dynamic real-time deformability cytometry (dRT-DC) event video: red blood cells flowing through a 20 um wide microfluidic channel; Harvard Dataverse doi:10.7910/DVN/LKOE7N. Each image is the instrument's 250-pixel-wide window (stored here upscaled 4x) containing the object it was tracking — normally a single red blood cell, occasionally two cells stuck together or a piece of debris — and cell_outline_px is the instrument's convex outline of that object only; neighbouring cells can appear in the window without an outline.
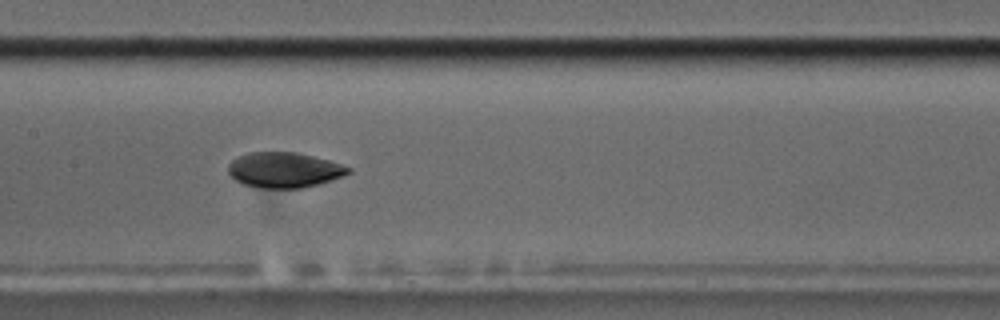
{"species": "common noctule bat (a hibernating species)", "species_latin": "Nyctalus noctula", "temperature_condition": "cold", "stored_images_in_passage": 14, "camera_frame_rate_fps": 3000, "um_per_image_px": 0.085, "animal": {"sex": "male", "body_mass_g": 17.5, "forearm_length_mm": 52.3}, "frame": {"image": 1, "passage_image": 8, "time_ms": 8.667, "image_size_px": [1000, 320], "cell_outline_px": [[352, 172], [332, 180], [320, 184], [300, 188], [260, 188], [244, 184], [236, 180], [228, 172], [228, 164], [236, 156], [248, 152], [296, 152], [328, 160], [352, 168]], "centroid_in_image_um": [24.15, 14.44], "position_along_channel_um": 183.3, "area_um2": 24.8}}
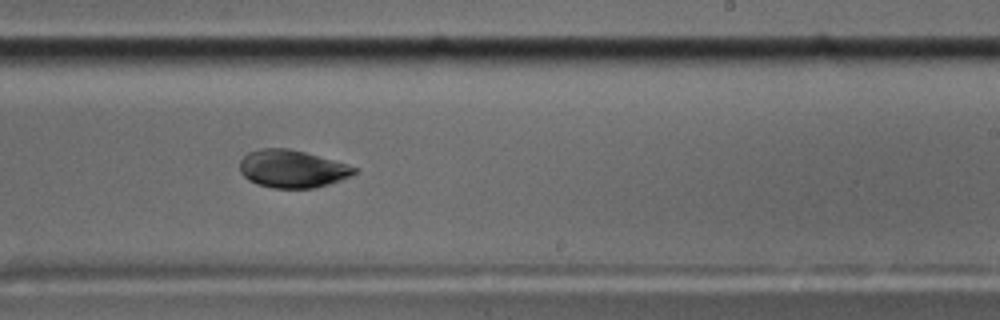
{"frame": {"image": 2, "passage_image": 10, "time_ms": 11.0, "image_size_px": [1000, 320], "cell_outline_px": [[356, 172], [352, 176], [316, 188], [272, 188], [256, 184], [248, 180], [240, 172], [240, 160], [248, 152], [260, 148], [288, 148], [304, 152], [332, 160], [356, 168]], "centroid_in_image_um": [24.79, 14.36], "position_along_channel_um": 264.2, "area_um2": 25.03}, "authors_computed_cell_mechanics": {"area_um2": 26.1834, "velocity_mm_per_s": 3.4789, "shape_relaxation_time_tau1_ms": 4.1516, "shape_relaxation_time_tau2_ms": 2.8209, "deformation_change_tau1": 0.0748, "deformation_change_tau2": 0.0409}}